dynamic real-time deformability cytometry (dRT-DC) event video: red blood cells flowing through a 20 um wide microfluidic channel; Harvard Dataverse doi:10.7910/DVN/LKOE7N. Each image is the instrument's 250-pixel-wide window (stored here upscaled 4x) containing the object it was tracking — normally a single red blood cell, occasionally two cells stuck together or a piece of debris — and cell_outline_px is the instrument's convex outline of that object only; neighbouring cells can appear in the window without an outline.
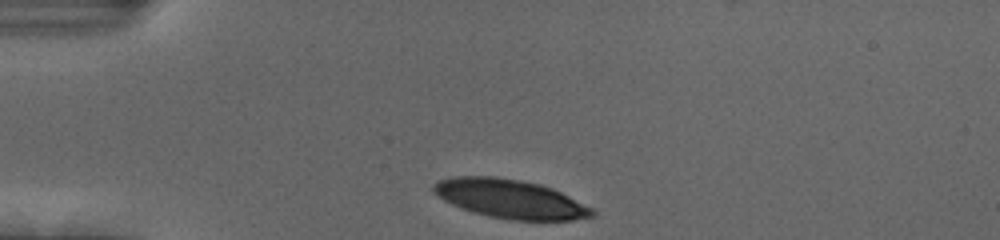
{"species": "human", "species_latin": "Homo sapiens", "temperature_condition": "cold", "stored_images_in_passage": 33, "camera_frame_rate_fps": 3000, "um_per_image_px": 0.085, "donor": {"sex": "female"}, "frame": {"image": 1, "passage_image": 1, "time_ms": 0.0, "image_size_px": [1000, 240], "cell_outline_px": [[596, 216], [572, 220], [508, 220], [488, 216], [472, 212], [460, 208], [444, 200], [432, 192], [432, 184], [440, 180], [456, 176], [492, 176], [520, 180], [540, 184], [552, 188], [592, 208], [596, 212]], "centroid_in_image_um": [43.35, 16.91], "position_along_channel_um": 41.7, "area_um2": 35.95}}
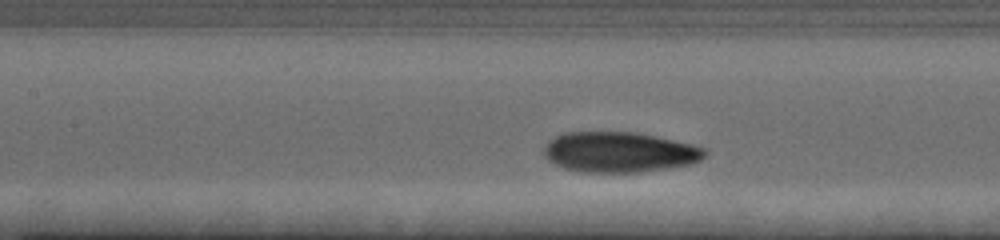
{"frame": {"image": 2, "passage_image": 13, "time_ms": 4.0, "image_size_px": [1000, 240], "cell_outline_px": [[708, 152], [700, 160], [692, 164], [668, 168], [636, 172], [580, 172], [564, 168], [548, 160], [544, 156], [544, 144], [548, 140], [564, 132], [632, 132], [656, 136], [692, 144], [704, 148]], "centroid_in_image_um": [52.63, 12.93], "position_along_channel_um": 154.8, "area_um2": 37.92}}
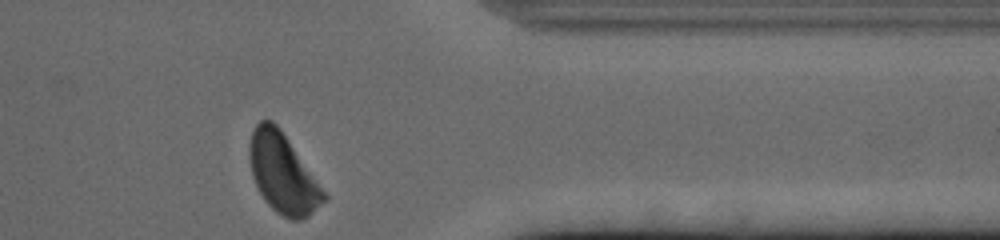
{"frame": {"image": 3, "passage_image": 33, "time_ms": 10.667, "image_size_px": [1000, 240], "cell_outline_px": [[328, 200], [308, 216], [300, 220], [292, 220], [276, 212], [264, 200], [252, 176], [248, 156], [252, 132], [256, 124], [260, 120], [272, 120], [280, 128], [328, 196]], "centroid_in_image_um": [24.04, 14.76], "position_along_channel_um": 387.4, "area_um2": 34.16}, "authors_computed_cell_mechanics": {"area_um2": 37.281, "velocity_mm_per_s": 3.6665, "shape_relaxation_time_tau1_ms": 2.8703, "shape_relaxation_time_tau2_ms": 1.2769, "deformation_change_tau1": 0.1548, "deformation_change_tau2": 0.0664}}